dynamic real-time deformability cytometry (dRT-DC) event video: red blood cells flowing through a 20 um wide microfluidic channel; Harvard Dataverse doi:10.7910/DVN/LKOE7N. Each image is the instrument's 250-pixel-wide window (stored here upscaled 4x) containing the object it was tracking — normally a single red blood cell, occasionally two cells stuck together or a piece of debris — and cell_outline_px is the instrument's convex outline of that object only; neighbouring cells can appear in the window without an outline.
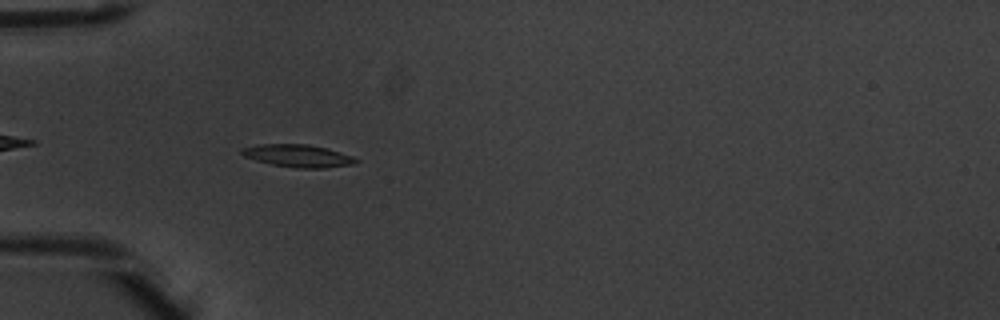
{"species": "common noctule bat (a hibernating species)", "species_latin": "Nyctalus noctula", "temperature_condition": "warm", "stored_images_in_passage": 5, "camera_frame_rate_fps": 3000, "um_per_image_px": 0.085, "animal": {"sex": "male", "body_mass_g": 20.1, "forearm_length_mm": 53.5}, "frame": {"image": 1, "passage_image": 5, "time_ms": 1.333, "image_size_px": [1000, 320], "cell_outline_px": [[360, 160], [356, 164], [324, 168], [296, 168], [272, 164], [256, 160], [244, 156], [240, 152], [240, 148], [260, 144], [308, 144], [328, 148], [352, 156]], "centroid_in_image_um": [25.35, 13.24], "position_along_channel_um": 59.6, "area_um2": 15.09}}